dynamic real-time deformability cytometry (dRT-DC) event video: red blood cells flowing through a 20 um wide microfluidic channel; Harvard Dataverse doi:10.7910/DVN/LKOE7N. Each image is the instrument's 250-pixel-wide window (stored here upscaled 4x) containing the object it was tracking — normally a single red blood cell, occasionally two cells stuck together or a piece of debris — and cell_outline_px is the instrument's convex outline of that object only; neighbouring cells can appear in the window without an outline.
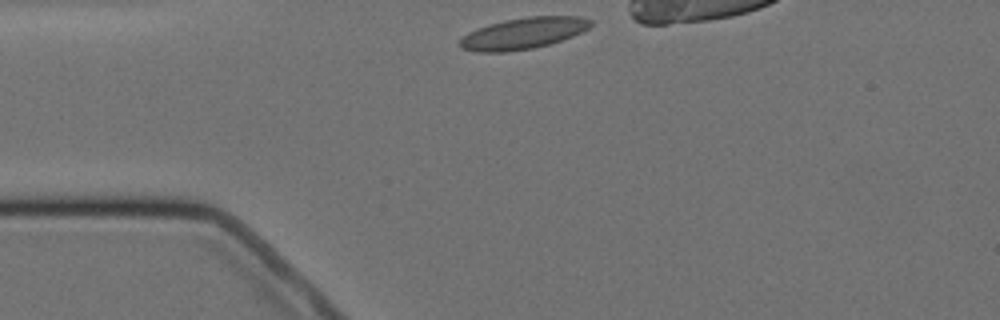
{"species": "Egyptian fruit bat (a non-hibernating species)", "species_latin": "Rousettus aegyptiacus", "temperature_condition": "cold", "stored_images_in_passage": 6, "camera_frame_rate_fps": 3000, "um_per_image_px": 0.085, "animal": {"sex": "female"}, "frame": {"image": 1, "passage_image": 1, "time_ms": 0.0, "image_size_px": [1000, 320], "cell_outline_px": [[592, 24], [588, 28], [572, 36], [548, 44], [532, 48], [504, 52], [476, 52], [460, 48], [456, 44], [468, 32], [476, 28], [488, 24], [504, 20], [528, 16], [580, 16], [592, 20]], "centroid_in_image_um": [44.42, 2.83], "position_along_channel_um": 40.6, "area_um2": 23.93}}
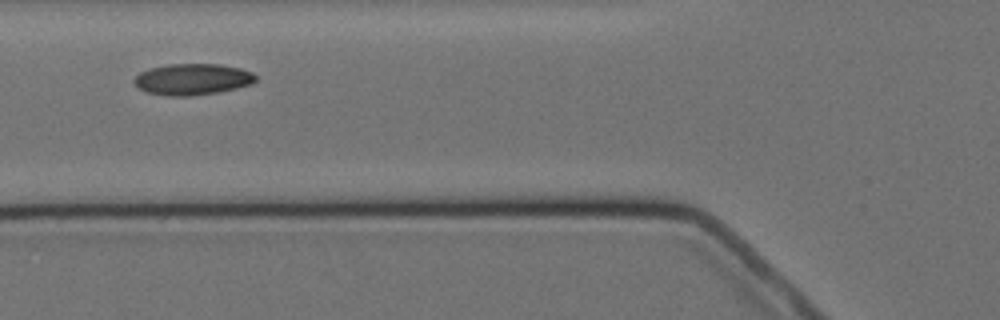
{"frame": {"image": 2, "passage_image": 5, "time_ms": 4.333, "image_size_px": [1000, 320], "cell_outline_px": [[256, 80], [252, 84], [236, 88], [216, 92], [188, 96], [168, 96], [148, 92], [140, 88], [132, 80], [140, 72], [148, 68], [168, 64], [220, 64], [240, 68], [252, 72], [256, 76]], "centroid_in_image_um": [16.36, 6.73], "position_along_channel_um": 109.4, "area_um2": 22.08}}
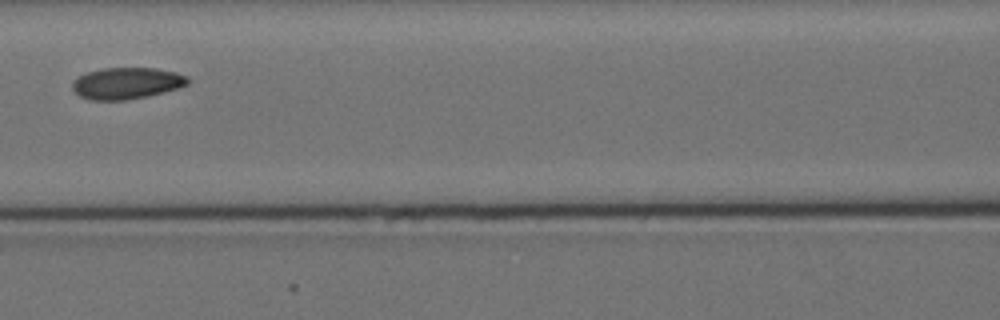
{"frame": {"image": 3, "passage_image": 6, "time_ms": 5.667, "image_size_px": [1000, 320], "cell_outline_px": [[188, 84], [180, 88], [148, 96], [124, 100], [92, 100], [80, 96], [72, 88], [72, 84], [80, 76], [88, 72], [104, 68], [156, 68], [176, 72], [188, 76]], "centroid_in_image_um": [10.82, 7.07], "position_along_channel_um": 155.8, "area_um2": 21.1}}